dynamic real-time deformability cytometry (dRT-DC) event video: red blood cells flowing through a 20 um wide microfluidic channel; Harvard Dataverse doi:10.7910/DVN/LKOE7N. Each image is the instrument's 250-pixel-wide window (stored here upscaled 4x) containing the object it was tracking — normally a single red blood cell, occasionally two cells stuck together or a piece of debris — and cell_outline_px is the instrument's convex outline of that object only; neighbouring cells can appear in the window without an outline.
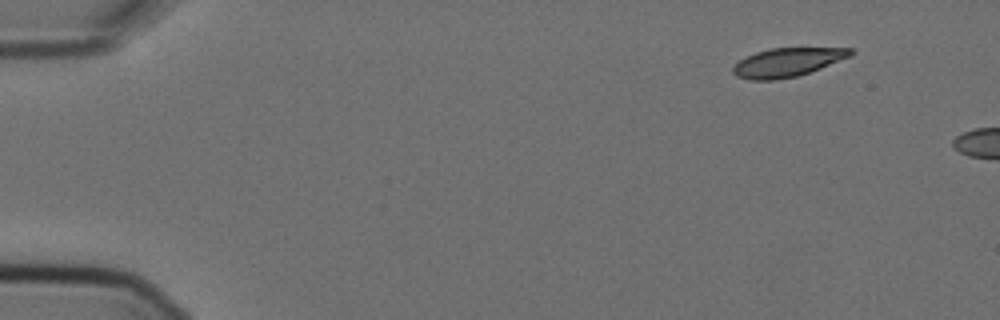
{"species": "Egyptian fruit bat (a non-hibernating species)", "species_latin": "Rousettus aegyptiacus", "temperature_condition": "cold", "stored_images_in_passage": 3, "camera_frame_rate_fps": 3000, "um_per_image_px": 0.085, "animal": {"sex": "female"}, "frame": {"image": 1, "passage_image": 1, "time_ms": 0.0, "image_size_px": [1000, 320], "cell_outline_px": [[856, 52], [852, 56], [820, 68], [796, 76], [776, 80], [748, 80], [736, 76], [732, 72], [732, 68], [740, 60], [756, 52], [768, 48], [852, 48]], "centroid_in_image_um": [66.94, 5.29], "position_along_channel_um": 18.1, "area_um2": 19.65}}